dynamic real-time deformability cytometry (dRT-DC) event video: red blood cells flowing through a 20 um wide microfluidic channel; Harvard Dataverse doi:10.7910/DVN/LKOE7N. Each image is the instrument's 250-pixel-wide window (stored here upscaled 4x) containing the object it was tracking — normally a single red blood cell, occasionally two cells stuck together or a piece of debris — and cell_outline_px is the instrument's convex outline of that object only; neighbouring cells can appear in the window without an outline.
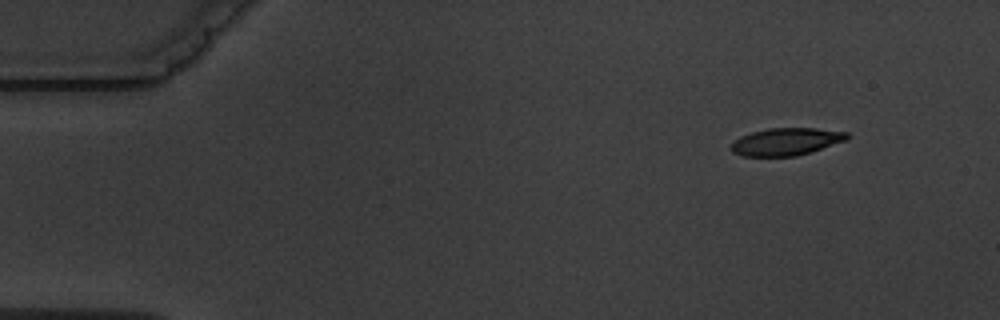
{"species": "common noctule bat (a hibernating species)", "species_latin": "Nyctalus noctula", "temperature_condition": "warm", "stored_images_in_passage": 4, "camera_frame_rate_fps": 3000, "um_per_image_px": 0.085, "animal": {"sex": "male", "body_mass_g": 19.5, "forearm_length_mm": 54.6}, "frame": {"image": 1, "passage_image": 1, "time_ms": 0.0, "image_size_px": [1000, 320], "cell_outline_px": [[848, 140], [796, 156], [744, 156], [732, 152], [732, 144], [740, 136], [752, 132], [768, 128], [816, 128], [848, 132]], "centroid_in_image_um": [66.84, 12.03], "position_along_channel_um": 18.2, "area_um2": 18.38}}
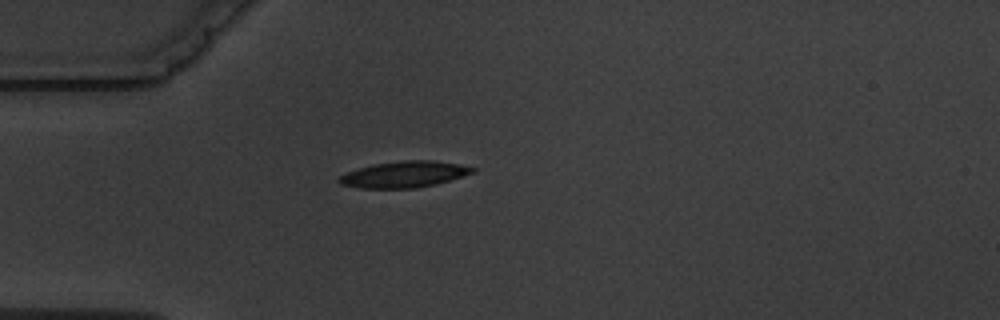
{"frame": {"image": 2, "passage_image": 3, "time_ms": 3.333, "image_size_px": [1000, 320], "cell_outline_px": [[476, 172], [436, 184], [416, 188], [360, 188], [340, 184], [336, 180], [340, 176], [348, 172], [372, 164], [404, 160], [432, 160], [460, 164], [476, 168]], "centroid_in_image_um": [34.37, 14.82], "position_along_channel_um": 50.6, "area_um2": 20.4}}